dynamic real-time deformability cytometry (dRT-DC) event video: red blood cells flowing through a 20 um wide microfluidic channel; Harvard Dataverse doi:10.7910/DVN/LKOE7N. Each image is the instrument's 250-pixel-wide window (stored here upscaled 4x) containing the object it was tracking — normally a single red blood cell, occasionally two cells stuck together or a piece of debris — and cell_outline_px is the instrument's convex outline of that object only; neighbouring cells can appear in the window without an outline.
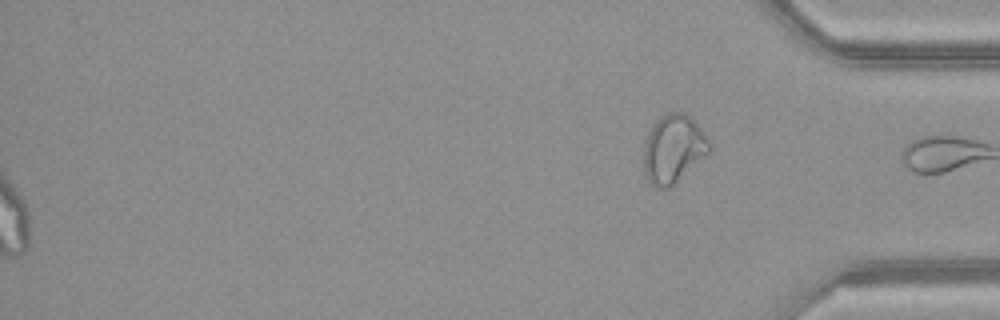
{"species": "common noctule bat (a hibernating species)", "species_latin": "Nyctalus noctula", "temperature_condition": "warm", "stored_images_in_passage": 37, "camera_frame_rate_fps": 3000, "um_per_image_px": 0.085, "animal": {"sex": "female", "body_mass_g": 21.9}, "frame": {"image": 1, "passage_image": 37, "time_ms": 12.0, "image_size_px": [1000, 320], "cell_outline_px": [[712, 148], [708, 152], [668, 188], [656, 188], [648, 180], [644, 172], [644, 144], [656, 120], [660, 116], [668, 112], [684, 112], [692, 116], [708, 136]], "centroid_in_image_um": [57.25, 12.6], "position_along_channel_um": 378.0, "area_um2": 25.84}, "authors_computed_cell_mechanics": {"area_um2": 24.565, "velocity_mm_per_s": 4.129, "shape_relaxation_time_tau1_ms": null, "shape_relaxation_time_tau2_ms": 3.2636, "deformation_change_tau1": null, "deformation_change_tau2": 0.1266}}